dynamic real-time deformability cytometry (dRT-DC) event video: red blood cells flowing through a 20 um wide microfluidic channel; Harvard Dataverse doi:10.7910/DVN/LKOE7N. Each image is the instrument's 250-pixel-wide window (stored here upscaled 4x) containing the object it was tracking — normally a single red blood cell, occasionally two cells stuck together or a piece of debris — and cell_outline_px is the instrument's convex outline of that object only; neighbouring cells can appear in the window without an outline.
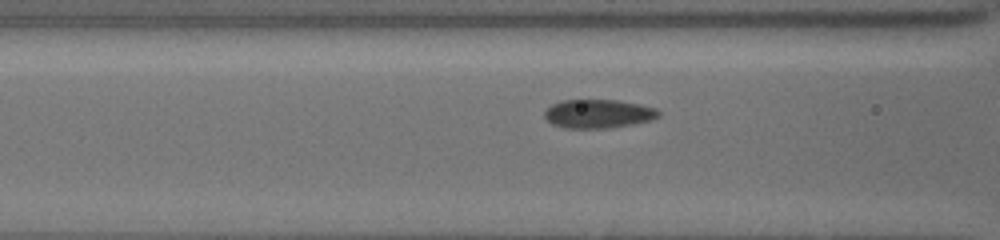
{"species": "common noctule bat (a hibernating species)", "species_latin": "Nyctalus noctula", "temperature_condition": "cold", "stored_images_in_passage": 32, "camera_frame_rate_fps": 3000, "um_per_image_px": 0.085, "animal": {"sex": "female", "body_mass_g": 19.5, "forearm_length_mm": 54.1}, "frame": {"image": 1, "passage_image": 9, "time_ms": 2.0, "image_size_px": [1000, 240], "cell_outline_px": [[660, 116], [652, 120], [632, 124], [604, 128], [564, 128], [552, 124], [544, 116], [544, 112], [552, 104], [560, 100], [616, 100], [640, 104], [656, 108], [660, 112]], "centroid_in_image_um": [50.86, 9.66], "position_along_channel_um": 115.7, "area_um2": 19.07}}
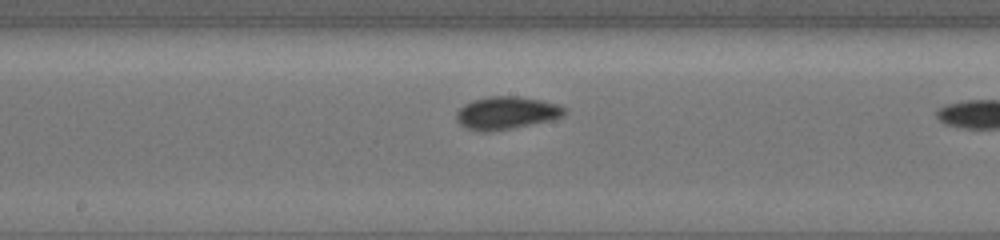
{"frame": {"image": 2, "passage_image": 17, "time_ms": 4.333, "image_size_px": [1000, 240], "cell_outline_px": [[568, 108], [560, 116], [548, 120], [508, 128], [468, 128], [460, 124], [456, 120], [456, 112], [464, 104], [472, 100], [488, 96], [520, 96], [560, 104]], "centroid_in_image_um": [43.06, 9.52], "position_along_channel_um": 205.1, "area_um2": 19.65}}
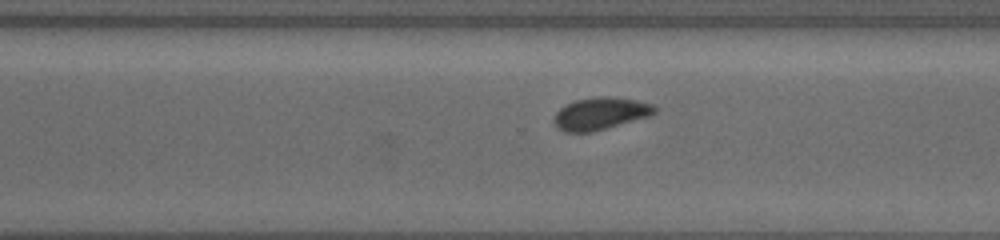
{"frame": {"image": 3, "passage_image": 29, "time_ms": 7.333, "image_size_px": [1000, 240], "cell_outline_px": [[656, 112], [648, 116], [592, 132], [564, 132], [556, 124], [556, 112], [564, 104], [576, 100], [604, 96], [636, 100], [652, 104], [656, 108]], "centroid_in_image_um": [51.04, 9.65], "position_along_channel_um": 319.6, "area_um2": 18.44}}